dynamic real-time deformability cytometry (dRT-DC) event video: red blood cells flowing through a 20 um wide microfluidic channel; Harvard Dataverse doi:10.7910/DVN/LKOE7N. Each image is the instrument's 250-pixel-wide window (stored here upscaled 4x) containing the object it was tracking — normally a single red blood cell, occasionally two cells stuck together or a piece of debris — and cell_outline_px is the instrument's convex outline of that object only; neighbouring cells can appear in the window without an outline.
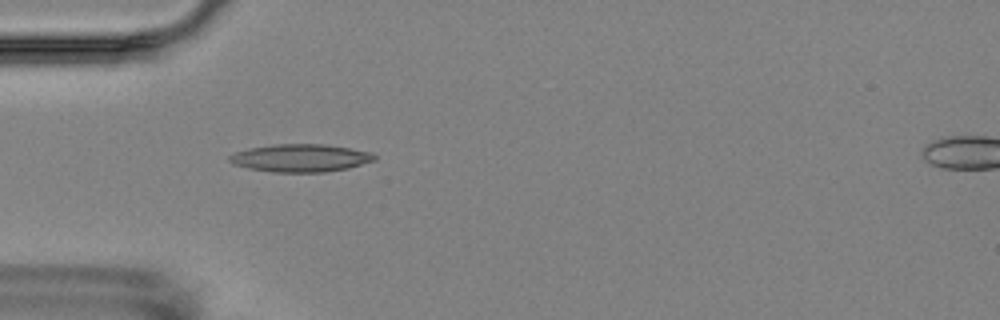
{"species": "Egyptian fruit bat (a non-hibernating species)", "species_latin": "Rousettus aegyptiacus", "temperature_condition": "room temperature", "stored_images_in_passage": 6, "camera_frame_rate_fps": 3000, "um_per_image_px": 0.085, "animal": {"sex": "female"}, "frame": {"image": 1, "passage_image": 5, "time_ms": 4.667, "image_size_px": [1000, 320], "cell_outline_px": [[376, 160], [348, 168], [324, 172], [272, 172], [248, 168], [232, 164], [228, 160], [228, 156], [236, 152], [248, 148], [276, 144], [324, 144], [372, 152], [376, 156]], "centroid_in_image_um": [25.53, 13.43], "position_along_channel_um": 59.5, "area_um2": 23.47}}